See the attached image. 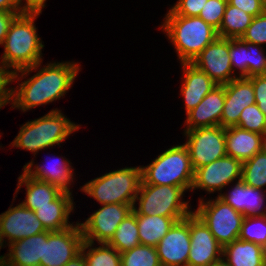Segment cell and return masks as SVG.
I'll use <instances>...</instances> for the list:
<instances>
[{
    "label": "cell",
    "instance_id": "cell-1",
    "mask_svg": "<svg viewBox=\"0 0 266 266\" xmlns=\"http://www.w3.org/2000/svg\"><path fill=\"white\" fill-rule=\"evenodd\" d=\"M33 76L13 87L12 108L25 112L65 96L72 87L80 66L76 62H50Z\"/></svg>",
    "mask_w": 266,
    "mask_h": 266
},
{
    "label": "cell",
    "instance_id": "cell-2",
    "mask_svg": "<svg viewBox=\"0 0 266 266\" xmlns=\"http://www.w3.org/2000/svg\"><path fill=\"white\" fill-rule=\"evenodd\" d=\"M41 13L42 11H25L18 14L12 21L2 44L4 53L0 63L14 69V82L16 79L22 81L29 73L42 66L44 45L34 24Z\"/></svg>",
    "mask_w": 266,
    "mask_h": 266
},
{
    "label": "cell",
    "instance_id": "cell-3",
    "mask_svg": "<svg viewBox=\"0 0 266 266\" xmlns=\"http://www.w3.org/2000/svg\"><path fill=\"white\" fill-rule=\"evenodd\" d=\"M160 29L166 32L181 63H191L218 37L217 30L198 16L165 15Z\"/></svg>",
    "mask_w": 266,
    "mask_h": 266
},
{
    "label": "cell",
    "instance_id": "cell-4",
    "mask_svg": "<svg viewBox=\"0 0 266 266\" xmlns=\"http://www.w3.org/2000/svg\"><path fill=\"white\" fill-rule=\"evenodd\" d=\"M61 111L52 109L46 115L23 124L11 145L31 151L34 156L40 150L53 147L55 144L60 145L68 136L80 129L79 124L71 122Z\"/></svg>",
    "mask_w": 266,
    "mask_h": 266
},
{
    "label": "cell",
    "instance_id": "cell-5",
    "mask_svg": "<svg viewBox=\"0 0 266 266\" xmlns=\"http://www.w3.org/2000/svg\"><path fill=\"white\" fill-rule=\"evenodd\" d=\"M141 184L169 185L191 190L194 169L184 144L166 149L147 166H141Z\"/></svg>",
    "mask_w": 266,
    "mask_h": 266
},
{
    "label": "cell",
    "instance_id": "cell-6",
    "mask_svg": "<svg viewBox=\"0 0 266 266\" xmlns=\"http://www.w3.org/2000/svg\"><path fill=\"white\" fill-rule=\"evenodd\" d=\"M141 182V166L125 167L92 179L82 186L81 191L101 205L119 203L134 206Z\"/></svg>",
    "mask_w": 266,
    "mask_h": 266
},
{
    "label": "cell",
    "instance_id": "cell-7",
    "mask_svg": "<svg viewBox=\"0 0 266 266\" xmlns=\"http://www.w3.org/2000/svg\"><path fill=\"white\" fill-rule=\"evenodd\" d=\"M183 187L169 185L141 184L133 209L140 215H159L165 217H187L193 213L189 202L183 201ZM190 207V209H189Z\"/></svg>",
    "mask_w": 266,
    "mask_h": 266
},
{
    "label": "cell",
    "instance_id": "cell-8",
    "mask_svg": "<svg viewBox=\"0 0 266 266\" xmlns=\"http://www.w3.org/2000/svg\"><path fill=\"white\" fill-rule=\"evenodd\" d=\"M193 212L205 223L222 247L238 239L245 216L218 196L207 201L200 198L199 206Z\"/></svg>",
    "mask_w": 266,
    "mask_h": 266
},
{
    "label": "cell",
    "instance_id": "cell-9",
    "mask_svg": "<svg viewBox=\"0 0 266 266\" xmlns=\"http://www.w3.org/2000/svg\"><path fill=\"white\" fill-rule=\"evenodd\" d=\"M184 136L194 170L227 156L225 128L221 126L184 130Z\"/></svg>",
    "mask_w": 266,
    "mask_h": 266
},
{
    "label": "cell",
    "instance_id": "cell-10",
    "mask_svg": "<svg viewBox=\"0 0 266 266\" xmlns=\"http://www.w3.org/2000/svg\"><path fill=\"white\" fill-rule=\"evenodd\" d=\"M94 211L84 223H79L84 241L109 243L126 216L132 212L131 204H105Z\"/></svg>",
    "mask_w": 266,
    "mask_h": 266
},
{
    "label": "cell",
    "instance_id": "cell-11",
    "mask_svg": "<svg viewBox=\"0 0 266 266\" xmlns=\"http://www.w3.org/2000/svg\"><path fill=\"white\" fill-rule=\"evenodd\" d=\"M242 162L236 158L225 156L194 170V179L190 191L201 189L208 194L220 191L227 185L241 180Z\"/></svg>",
    "mask_w": 266,
    "mask_h": 266
},
{
    "label": "cell",
    "instance_id": "cell-12",
    "mask_svg": "<svg viewBox=\"0 0 266 266\" xmlns=\"http://www.w3.org/2000/svg\"><path fill=\"white\" fill-rule=\"evenodd\" d=\"M83 241L79 222L62 231H47L40 266H64L80 253Z\"/></svg>",
    "mask_w": 266,
    "mask_h": 266
},
{
    "label": "cell",
    "instance_id": "cell-13",
    "mask_svg": "<svg viewBox=\"0 0 266 266\" xmlns=\"http://www.w3.org/2000/svg\"><path fill=\"white\" fill-rule=\"evenodd\" d=\"M191 63L218 85H225L238 77L234 74L230 62L229 38L218 36Z\"/></svg>",
    "mask_w": 266,
    "mask_h": 266
},
{
    "label": "cell",
    "instance_id": "cell-14",
    "mask_svg": "<svg viewBox=\"0 0 266 266\" xmlns=\"http://www.w3.org/2000/svg\"><path fill=\"white\" fill-rule=\"evenodd\" d=\"M189 232L191 244L187 266H210L222 258L223 247L194 212L189 215Z\"/></svg>",
    "mask_w": 266,
    "mask_h": 266
},
{
    "label": "cell",
    "instance_id": "cell-15",
    "mask_svg": "<svg viewBox=\"0 0 266 266\" xmlns=\"http://www.w3.org/2000/svg\"><path fill=\"white\" fill-rule=\"evenodd\" d=\"M189 216L175 222L157 244L161 266H187L190 252Z\"/></svg>",
    "mask_w": 266,
    "mask_h": 266
},
{
    "label": "cell",
    "instance_id": "cell-16",
    "mask_svg": "<svg viewBox=\"0 0 266 266\" xmlns=\"http://www.w3.org/2000/svg\"><path fill=\"white\" fill-rule=\"evenodd\" d=\"M46 231L35 212L22 203L0 214V233L7 238V245Z\"/></svg>",
    "mask_w": 266,
    "mask_h": 266
},
{
    "label": "cell",
    "instance_id": "cell-17",
    "mask_svg": "<svg viewBox=\"0 0 266 266\" xmlns=\"http://www.w3.org/2000/svg\"><path fill=\"white\" fill-rule=\"evenodd\" d=\"M255 104L254 89L248 77H237L225 84V102L220 126H237L243 109Z\"/></svg>",
    "mask_w": 266,
    "mask_h": 266
},
{
    "label": "cell",
    "instance_id": "cell-18",
    "mask_svg": "<svg viewBox=\"0 0 266 266\" xmlns=\"http://www.w3.org/2000/svg\"><path fill=\"white\" fill-rule=\"evenodd\" d=\"M225 102V85H218L187 113L185 129L220 126Z\"/></svg>",
    "mask_w": 266,
    "mask_h": 266
},
{
    "label": "cell",
    "instance_id": "cell-19",
    "mask_svg": "<svg viewBox=\"0 0 266 266\" xmlns=\"http://www.w3.org/2000/svg\"><path fill=\"white\" fill-rule=\"evenodd\" d=\"M47 230L8 245L9 252L0 256V266H40Z\"/></svg>",
    "mask_w": 266,
    "mask_h": 266
},
{
    "label": "cell",
    "instance_id": "cell-20",
    "mask_svg": "<svg viewBox=\"0 0 266 266\" xmlns=\"http://www.w3.org/2000/svg\"><path fill=\"white\" fill-rule=\"evenodd\" d=\"M264 193V194H263ZM265 190L246 185L242 180L235 183L231 192L218 197L244 216H266Z\"/></svg>",
    "mask_w": 266,
    "mask_h": 266
},
{
    "label": "cell",
    "instance_id": "cell-21",
    "mask_svg": "<svg viewBox=\"0 0 266 266\" xmlns=\"http://www.w3.org/2000/svg\"><path fill=\"white\" fill-rule=\"evenodd\" d=\"M182 87L180 92L185 102L186 114L193 110L203 98L212 91L216 84L205 72L195 67L192 63H181Z\"/></svg>",
    "mask_w": 266,
    "mask_h": 266
},
{
    "label": "cell",
    "instance_id": "cell-22",
    "mask_svg": "<svg viewBox=\"0 0 266 266\" xmlns=\"http://www.w3.org/2000/svg\"><path fill=\"white\" fill-rule=\"evenodd\" d=\"M73 209L72 193L62 192L50 205L35 206L34 212L44 229L52 232L62 231L74 225L69 222Z\"/></svg>",
    "mask_w": 266,
    "mask_h": 266
},
{
    "label": "cell",
    "instance_id": "cell-23",
    "mask_svg": "<svg viewBox=\"0 0 266 266\" xmlns=\"http://www.w3.org/2000/svg\"><path fill=\"white\" fill-rule=\"evenodd\" d=\"M33 163L35 162H33L32 159L31 162L26 163L23 166V171L28 176H30L31 178H35L39 181H45L47 183H50L58 187L63 192L72 193L70 191V186L72 185L71 182H73L74 179V172L72 169L73 167L71 165V162L68 161V159L65 160L64 157H60L56 161H54V164L48 163L49 165L46 164L41 166L39 164L33 166ZM33 167H35L34 171Z\"/></svg>",
    "mask_w": 266,
    "mask_h": 266
},
{
    "label": "cell",
    "instance_id": "cell-24",
    "mask_svg": "<svg viewBox=\"0 0 266 266\" xmlns=\"http://www.w3.org/2000/svg\"><path fill=\"white\" fill-rule=\"evenodd\" d=\"M263 136L237 126L225 128L227 156L236 158L242 163L249 160L257 152L262 151Z\"/></svg>",
    "mask_w": 266,
    "mask_h": 266
},
{
    "label": "cell",
    "instance_id": "cell-25",
    "mask_svg": "<svg viewBox=\"0 0 266 266\" xmlns=\"http://www.w3.org/2000/svg\"><path fill=\"white\" fill-rule=\"evenodd\" d=\"M23 185L26 187V197L21 203L32 211H35V206L50 205V202L54 201L63 192L50 183L31 178L24 171L18 177L15 193H18Z\"/></svg>",
    "mask_w": 266,
    "mask_h": 266
},
{
    "label": "cell",
    "instance_id": "cell-26",
    "mask_svg": "<svg viewBox=\"0 0 266 266\" xmlns=\"http://www.w3.org/2000/svg\"><path fill=\"white\" fill-rule=\"evenodd\" d=\"M264 253L262 246L237 239L223 247L222 257L229 266H264Z\"/></svg>",
    "mask_w": 266,
    "mask_h": 266
},
{
    "label": "cell",
    "instance_id": "cell-27",
    "mask_svg": "<svg viewBox=\"0 0 266 266\" xmlns=\"http://www.w3.org/2000/svg\"><path fill=\"white\" fill-rule=\"evenodd\" d=\"M136 214L140 245L156 247L160 240L167 234L172 225L185 217H165L159 215Z\"/></svg>",
    "mask_w": 266,
    "mask_h": 266
},
{
    "label": "cell",
    "instance_id": "cell-28",
    "mask_svg": "<svg viewBox=\"0 0 266 266\" xmlns=\"http://www.w3.org/2000/svg\"><path fill=\"white\" fill-rule=\"evenodd\" d=\"M253 16L227 3L218 36L223 38H241L253 20Z\"/></svg>",
    "mask_w": 266,
    "mask_h": 266
},
{
    "label": "cell",
    "instance_id": "cell-29",
    "mask_svg": "<svg viewBox=\"0 0 266 266\" xmlns=\"http://www.w3.org/2000/svg\"><path fill=\"white\" fill-rule=\"evenodd\" d=\"M95 243L83 241L80 252L87 266H121V253L107 243L95 247ZM88 249V250H87Z\"/></svg>",
    "mask_w": 266,
    "mask_h": 266
},
{
    "label": "cell",
    "instance_id": "cell-30",
    "mask_svg": "<svg viewBox=\"0 0 266 266\" xmlns=\"http://www.w3.org/2000/svg\"><path fill=\"white\" fill-rule=\"evenodd\" d=\"M108 244L119 253L140 245L136 214L133 211L120 223Z\"/></svg>",
    "mask_w": 266,
    "mask_h": 266
},
{
    "label": "cell",
    "instance_id": "cell-31",
    "mask_svg": "<svg viewBox=\"0 0 266 266\" xmlns=\"http://www.w3.org/2000/svg\"><path fill=\"white\" fill-rule=\"evenodd\" d=\"M241 180L248 186L263 190L266 186V153L257 152L242 164Z\"/></svg>",
    "mask_w": 266,
    "mask_h": 266
},
{
    "label": "cell",
    "instance_id": "cell-32",
    "mask_svg": "<svg viewBox=\"0 0 266 266\" xmlns=\"http://www.w3.org/2000/svg\"><path fill=\"white\" fill-rule=\"evenodd\" d=\"M121 266H161L157 249L139 245L121 253Z\"/></svg>",
    "mask_w": 266,
    "mask_h": 266
},
{
    "label": "cell",
    "instance_id": "cell-33",
    "mask_svg": "<svg viewBox=\"0 0 266 266\" xmlns=\"http://www.w3.org/2000/svg\"><path fill=\"white\" fill-rule=\"evenodd\" d=\"M238 239L266 248V216H245Z\"/></svg>",
    "mask_w": 266,
    "mask_h": 266
},
{
    "label": "cell",
    "instance_id": "cell-34",
    "mask_svg": "<svg viewBox=\"0 0 266 266\" xmlns=\"http://www.w3.org/2000/svg\"><path fill=\"white\" fill-rule=\"evenodd\" d=\"M237 127L264 135L266 134V116L256 103L247 106L241 112Z\"/></svg>",
    "mask_w": 266,
    "mask_h": 266
},
{
    "label": "cell",
    "instance_id": "cell-35",
    "mask_svg": "<svg viewBox=\"0 0 266 266\" xmlns=\"http://www.w3.org/2000/svg\"><path fill=\"white\" fill-rule=\"evenodd\" d=\"M230 62L235 74V68L239 69V77H248L249 50L246 41L241 38H229Z\"/></svg>",
    "mask_w": 266,
    "mask_h": 266
},
{
    "label": "cell",
    "instance_id": "cell-36",
    "mask_svg": "<svg viewBox=\"0 0 266 266\" xmlns=\"http://www.w3.org/2000/svg\"><path fill=\"white\" fill-rule=\"evenodd\" d=\"M227 3V0H208L198 17L202 18L207 24L218 31Z\"/></svg>",
    "mask_w": 266,
    "mask_h": 266
},
{
    "label": "cell",
    "instance_id": "cell-37",
    "mask_svg": "<svg viewBox=\"0 0 266 266\" xmlns=\"http://www.w3.org/2000/svg\"><path fill=\"white\" fill-rule=\"evenodd\" d=\"M241 39L259 46L266 44V11L253 18Z\"/></svg>",
    "mask_w": 266,
    "mask_h": 266
},
{
    "label": "cell",
    "instance_id": "cell-38",
    "mask_svg": "<svg viewBox=\"0 0 266 266\" xmlns=\"http://www.w3.org/2000/svg\"><path fill=\"white\" fill-rule=\"evenodd\" d=\"M249 50L248 77L266 74V53L262 46L246 42Z\"/></svg>",
    "mask_w": 266,
    "mask_h": 266
},
{
    "label": "cell",
    "instance_id": "cell-39",
    "mask_svg": "<svg viewBox=\"0 0 266 266\" xmlns=\"http://www.w3.org/2000/svg\"><path fill=\"white\" fill-rule=\"evenodd\" d=\"M208 0H178L166 15L199 16Z\"/></svg>",
    "mask_w": 266,
    "mask_h": 266
},
{
    "label": "cell",
    "instance_id": "cell-40",
    "mask_svg": "<svg viewBox=\"0 0 266 266\" xmlns=\"http://www.w3.org/2000/svg\"><path fill=\"white\" fill-rule=\"evenodd\" d=\"M0 63V100L6 105L13 103V88L7 86L14 82V70Z\"/></svg>",
    "mask_w": 266,
    "mask_h": 266
},
{
    "label": "cell",
    "instance_id": "cell-41",
    "mask_svg": "<svg viewBox=\"0 0 266 266\" xmlns=\"http://www.w3.org/2000/svg\"><path fill=\"white\" fill-rule=\"evenodd\" d=\"M227 2L253 17L266 11V2L264 0H227Z\"/></svg>",
    "mask_w": 266,
    "mask_h": 266
},
{
    "label": "cell",
    "instance_id": "cell-42",
    "mask_svg": "<svg viewBox=\"0 0 266 266\" xmlns=\"http://www.w3.org/2000/svg\"><path fill=\"white\" fill-rule=\"evenodd\" d=\"M254 89L255 100H266V74L248 77Z\"/></svg>",
    "mask_w": 266,
    "mask_h": 266
},
{
    "label": "cell",
    "instance_id": "cell-43",
    "mask_svg": "<svg viewBox=\"0 0 266 266\" xmlns=\"http://www.w3.org/2000/svg\"><path fill=\"white\" fill-rule=\"evenodd\" d=\"M23 12H3L0 11V45L2 46L4 39L6 38L7 32L12 21L18 14Z\"/></svg>",
    "mask_w": 266,
    "mask_h": 266
},
{
    "label": "cell",
    "instance_id": "cell-44",
    "mask_svg": "<svg viewBox=\"0 0 266 266\" xmlns=\"http://www.w3.org/2000/svg\"><path fill=\"white\" fill-rule=\"evenodd\" d=\"M0 11L3 12H25L18 0H0Z\"/></svg>",
    "mask_w": 266,
    "mask_h": 266
},
{
    "label": "cell",
    "instance_id": "cell-45",
    "mask_svg": "<svg viewBox=\"0 0 266 266\" xmlns=\"http://www.w3.org/2000/svg\"><path fill=\"white\" fill-rule=\"evenodd\" d=\"M18 1L20 6L23 7L25 11H42V9L45 7L46 2V0H24V4L22 3L23 0Z\"/></svg>",
    "mask_w": 266,
    "mask_h": 266
},
{
    "label": "cell",
    "instance_id": "cell-46",
    "mask_svg": "<svg viewBox=\"0 0 266 266\" xmlns=\"http://www.w3.org/2000/svg\"><path fill=\"white\" fill-rule=\"evenodd\" d=\"M64 266H87V262L80 252L77 256H75L72 260L67 262Z\"/></svg>",
    "mask_w": 266,
    "mask_h": 266
},
{
    "label": "cell",
    "instance_id": "cell-47",
    "mask_svg": "<svg viewBox=\"0 0 266 266\" xmlns=\"http://www.w3.org/2000/svg\"><path fill=\"white\" fill-rule=\"evenodd\" d=\"M255 103L261 112L266 116V100H255Z\"/></svg>",
    "mask_w": 266,
    "mask_h": 266
},
{
    "label": "cell",
    "instance_id": "cell-48",
    "mask_svg": "<svg viewBox=\"0 0 266 266\" xmlns=\"http://www.w3.org/2000/svg\"><path fill=\"white\" fill-rule=\"evenodd\" d=\"M210 266H229V265H228V263L222 257L220 260L214 262Z\"/></svg>",
    "mask_w": 266,
    "mask_h": 266
},
{
    "label": "cell",
    "instance_id": "cell-49",
    "mask_svg": "<svg viewBox=\"0 0 266 266\" xmlns=\"http://www.w3.org/2000/svg\"><path fill=\"white\" fill-rule=\"evenodd\" d=\"M262 151L266 153V134L263 136Z\"/></svg>",
    "mask_w": 266,
    "mask_h": 266
},
{
    "label": "cell",
    "instance_id": "cell-50",
    "mask_svg": "<svg viewBox=\"0 0 266 266\" xmlns=\"http://www.w3.org/2000/svg\"><path fill=\"white\" fill-rule=\"evenodd\" d=\"M4 243H5V245H6V240H4L2 234L0 233V249L3 248Z\"/></svg>",
    "mask_w": 266,
    "mask_h": 266
},
{
    "label": "cell",
    "instance_id": "cell-51",
    "mask_svg": "<svg viewBox=\"0 0 266 266\" xmlns=\"http://www.w3.org/2000/svg\"><path fill=\"white\" fill-rule=\"evenodd\" d=\"M264 266H266V248H265V253H264Z\"/></svg>",
    "mask_w": 266,
    "mask_h": 266
},
{
    "label": "cell",
    "instance_id": "cell-52",
    "mask_svg": "<svg viewBox=\"0 0 266 266\" xmlns=\"http://www.w3.org/2000/svg\"><path fill=\"white\" fill-rule=\"evenodd\" d=\"M5 106V104L0 100V109Z\"/></svg>",
    "mask_w": 266,
    "mask_h": 266
}]
</instances>
